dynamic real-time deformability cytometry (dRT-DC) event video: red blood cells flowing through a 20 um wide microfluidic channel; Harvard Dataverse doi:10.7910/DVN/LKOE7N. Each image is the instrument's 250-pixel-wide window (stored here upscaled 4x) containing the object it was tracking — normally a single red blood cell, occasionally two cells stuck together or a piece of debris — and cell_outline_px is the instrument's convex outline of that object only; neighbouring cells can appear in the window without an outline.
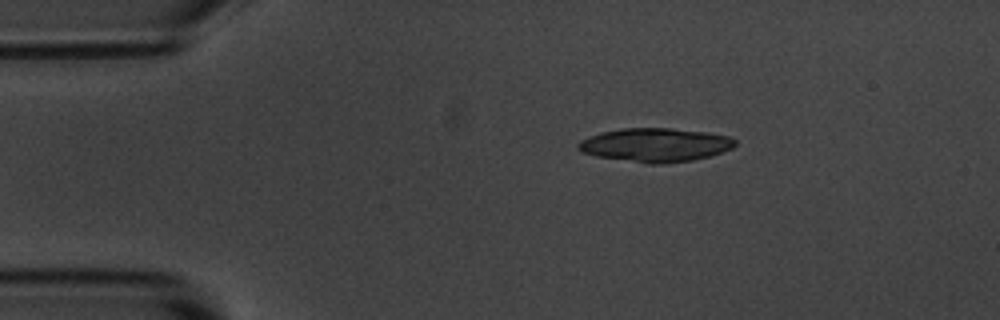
{"species": "common noctule bat (a hibernating species)", "species_latin": "Nyctalus noctula", "temperature_condition": "room temperature", "stored_images_in_passage": 27, "camera_frame_rate_fps": 3000, "um_per_image_px": 0.085, "animal": {"sex": "male", "body_mass_g": 20.1, "forearm_length_mm": 53.5}, "frame": {"image": 1, "passage_image": 1, "time_ms": 0.0, "image_size_px": [1000, 320], "cell_outline_px": [[736, 144], [732, 148], [724, 152], [692, 160], [664, 164], [648, 164], [596, 156], [580, 152], [576, 148], [576, 144], [580, 140], [588, 136], [600, 132], [620, 128], [672, 128], [708, 132], [728, 136], [736, 140]], "centroid_in_image_um": [55.66, 12.32], "position_along_channel_um": 29.3, "area_um2": 31.21}}